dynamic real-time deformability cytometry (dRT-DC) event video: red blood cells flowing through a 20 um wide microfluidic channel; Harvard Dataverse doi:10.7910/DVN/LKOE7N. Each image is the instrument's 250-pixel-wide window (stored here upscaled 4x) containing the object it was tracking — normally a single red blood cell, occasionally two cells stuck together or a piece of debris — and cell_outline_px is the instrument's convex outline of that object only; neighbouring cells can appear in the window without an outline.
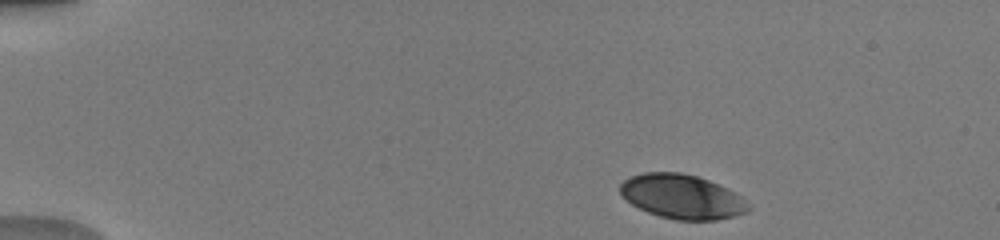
{"species": "human", "species_latin": "Homo sapiens", "temperature_condition": "warm", "stored_images_in_passage": 45, "camera_frame_rate_fps": 3000, "um_per_image_px": 0.085, "donor": {"sex": "male"}, "frame": {"image": 1, "passage_image": 2, "time_ms": 0.333, "image_size_px": [1000, 240], "cell_outline_px": [[752, 208], [744, 212], [732, 216], [716, 220], [676, 220], [660, 216], [648, 212], [632, 204], [620, 192], [620, 184], [624, 180], [632, 176], [644, 172], [680, 172], [696, 176], [708, 180], [728, 188], [736, 192]], "centroid_in_image_um": [57.98, 16.71], "position_along_channel_um": 27.0, "area_um2": 32.83}}
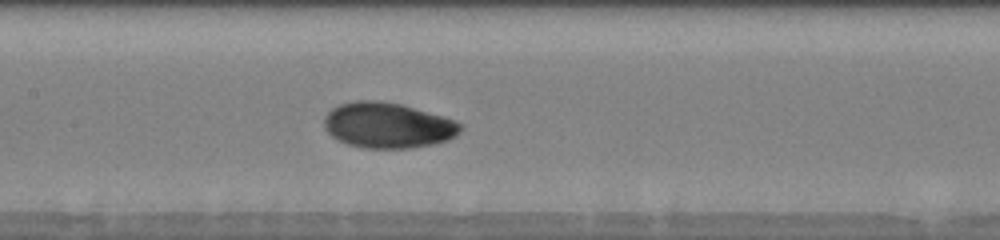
{"frame": {"image": 2, "passage_image": 20, "time_ms": 6.333, "image_size_px": [1000, 240], "cell_outline_px": [[464, 128], [456, 136], [448, 140], [432, 144], [408, 148], [364, 148], [348, 144], [332, 136], [324, 128], [324, 116], [332, 108], [340, 104], [356, 100], [380, 100], [400, 104], [444, 116], [456, 120], [464, 124]], "centroid_in_image_um": [32.99, 10.64], "position_along_channel_um": 174.4, "area_um2": 36.36}}
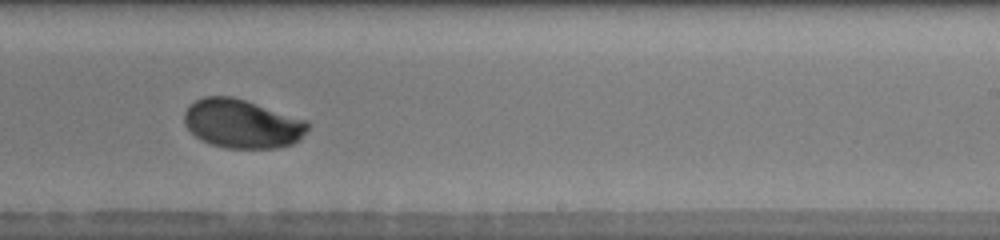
{"frame": {"image": 3, "passage_image": 27, "time_ms": 8.667, "image_size_px": [1000, 240], "cell_outline_px": [[312, 124], [300, 140], [292, 144], [276, 148], [228, 148], [212, 144], [200, 140], [184, 124], [184, 112], [188, 104], [204, 96], [232, 96], [308, 120]], "centroid_in_image_um": [20.6, 10.51], "position_along_channel_um": 268.4, "area_um2": 35.37}, "authors_computed_cell_mechanics": {"area_um2": 34.969, "velocity_mm_per_s": 4.0423, "shape_relaxation_time_tau1_ms": 3.1476, "shape_relaxation_time_tau2_ms": null, "deformation_change_tau1": 0.142, "deformation_change_tau2": null}}